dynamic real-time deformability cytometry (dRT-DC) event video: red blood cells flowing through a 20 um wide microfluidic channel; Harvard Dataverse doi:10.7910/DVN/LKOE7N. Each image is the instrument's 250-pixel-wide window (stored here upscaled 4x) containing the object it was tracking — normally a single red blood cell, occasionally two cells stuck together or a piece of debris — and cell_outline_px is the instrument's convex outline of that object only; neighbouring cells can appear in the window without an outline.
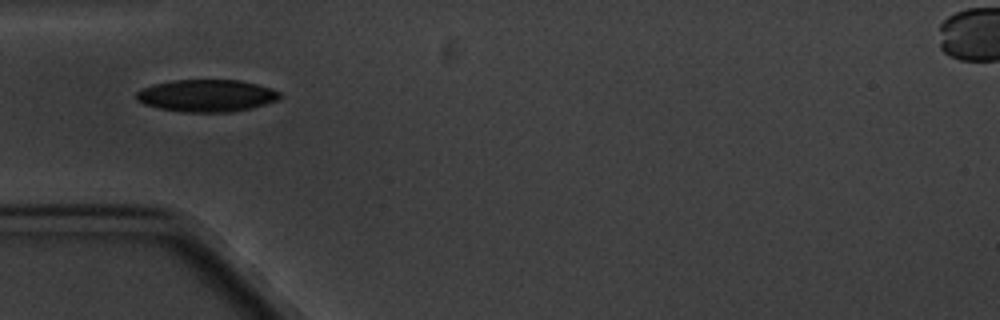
{"species": "common noctule bat (a hibernating species)", "species_latin": "Nyctalus noctula", "temperature_condition": "cold", "stored_images_in_passage": 1, "camera_frame_rate_fps": 3000, "um_per_image_px": 0.085, "animal": {"sex": "male", "body_mass_g": 20.1, "forearm_length_mm": 53.5}, "frame": {"image": 1, "passage_image": 1, "time_ms": 0.0, "image_size_px": [1000, 320], "cell_outline_px": [[284, 96], [280, 100], [252, 108], [232, 112], [180, 112], [156, 108], [144, 104], [136, 100], [136, 92], [144, 88], [156, 84], [172, 80], [240, 80], [272, 88], [280, 92]], "centroid_in_image_um": [17.61, 8.14], "position_along_channel_um": 67.4, "area_um2": 27.22}}